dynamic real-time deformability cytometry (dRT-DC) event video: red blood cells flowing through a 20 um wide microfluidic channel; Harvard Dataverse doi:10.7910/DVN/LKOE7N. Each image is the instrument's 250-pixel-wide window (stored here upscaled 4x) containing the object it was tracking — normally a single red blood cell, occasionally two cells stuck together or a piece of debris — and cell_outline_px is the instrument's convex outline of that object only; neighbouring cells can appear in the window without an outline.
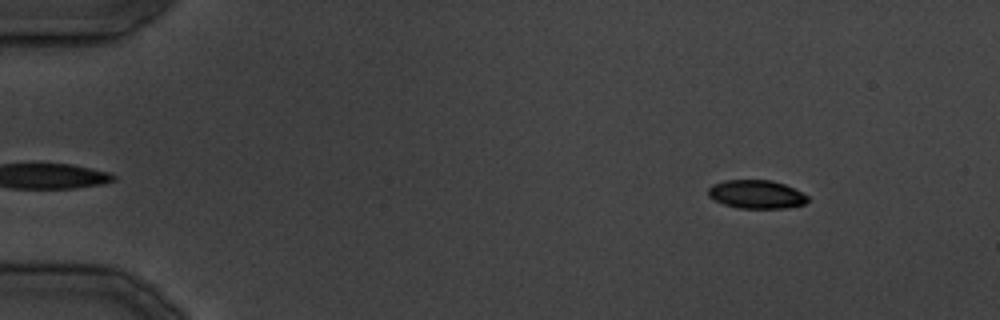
{"species": "common noctule bat (a hibernating species)", "species_latin": "Nyctalus noctula", "temperature_condition": "cold", "stored_images_in_passage": 32, "camera_frame_rate_fps": 3000, "um_per_image_px": 0.085, "animal": {"sex": "male", "body_mass_g": 19.5, "forearm_length_mm": 54.6}, "frame": {"image": 1, "passage_image": 1, "time_ms": 0.0, "image_size_px": [1000, 320], "cell_outline_px": [[808, 200], [804, 204], [784, 208], [740, 208], [724, 204], [708, 196], [708, 188], [712, 184], [724, 180], [772, 180], [784, 184], [808, 196]], "centroid_in_image_um": [64.27, 16.51], "position_along_channel_um": 20.7, "area_um2": 16.36}}
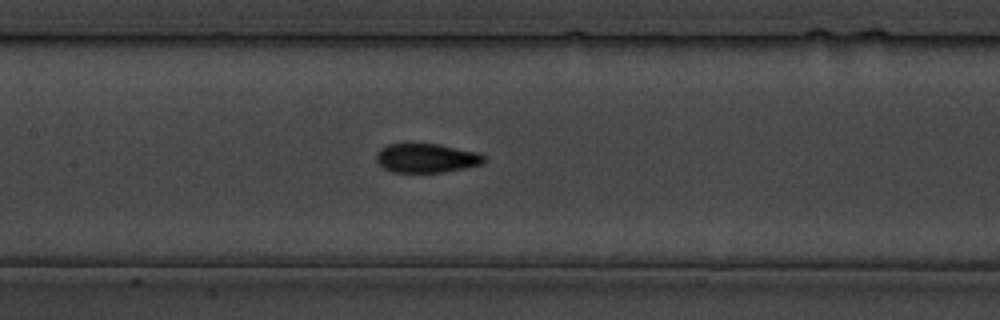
{"frame": {"image": 2, "passage_image": 14, "time_ms": 16.0, "image_size_px": [1000, 320], "cell_outline_px": [[484, 164], [444, 172], [392, 172], [384, 168], [376, 160], [376, 156], [380, 148], [388, 144], [436, 144], [480, 152], [484, 156]], "centroid_in_image_um": [36.27, 13.44], "position_along_channel_um": 171.1, "area_um2": 18.21}}
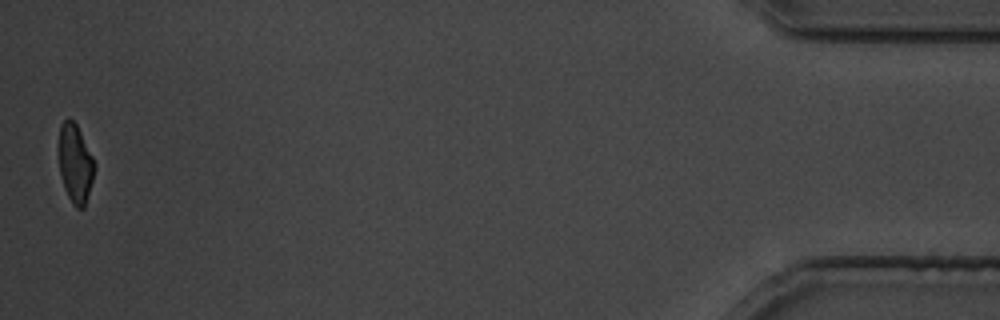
{"frame": {"image": 3, "passage_image": 32, "time_ms": 38.0, "image_size_px": [1000, 320], "cell_outline_px": [[96, 168], [84, 208], [76, 208], [72, 204], [64, 188], [60, 172], [56, 148], [60, 124], [68, 116], [76, 124], [92, 156]], "centroid_in_image_um": [6.35, 13.86], "position_along_channel_um": 428.8, "area_um2": 16.76}}